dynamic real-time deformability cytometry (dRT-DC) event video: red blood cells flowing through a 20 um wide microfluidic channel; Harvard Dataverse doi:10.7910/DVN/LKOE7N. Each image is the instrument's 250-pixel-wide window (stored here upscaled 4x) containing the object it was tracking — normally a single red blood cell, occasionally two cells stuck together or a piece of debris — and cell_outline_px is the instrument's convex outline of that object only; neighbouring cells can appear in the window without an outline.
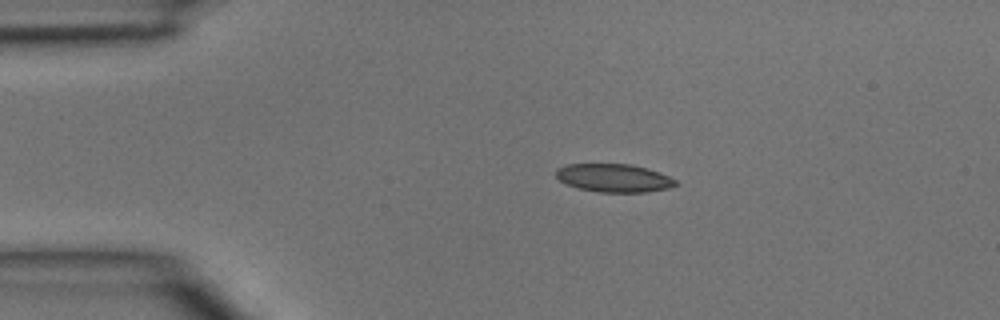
{"species": "common noctule bat (a hibernating species)", "species_latin": "Nyctalus noctula", "temperature_condition": "room temperature", "stored_images_in_passage": 2, "camera_frame_rate_fps": 3000, "um_per_image_px": 0.085, "animal": {"sex": "male", "body_mass_g": 15.6}, "frame": {"image": 1, "passage_image": 1, "time_ms": 0.0, "image_size_px": [1000, 320], "cell_outline_px": [[680, 184], [668, 188], [648, 192], [600, 192], [580, 188], [568, 184], [560, 180], [556, 176], [556, 168], [568, 164], [632, 164], [648, 168], [660, 172], [676, 180]], "centroid_in_image_um": [52.22, 15.12], "position_along_channel_um": 32.8, "area_um2": 19.65}}